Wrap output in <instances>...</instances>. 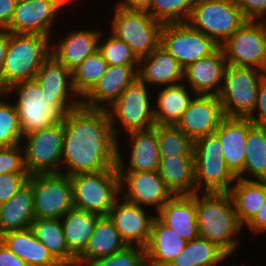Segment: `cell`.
Masks as SVG:
<instances>
[{
	"instance_id": "6da1fadb",
	"label": "cell",
	"mask_w": 266,
	"mask_h": 266,
	"mask_svg": "<svg viewBox=\"0 0 266 266\" xmlns=\"http://www.w3.org/2000/svg\"><path fill=\"white\" fill-rule=\"evenodd\" d=\"M63 128L61 174L72 176L117 167L118 139L107 109L79 106L65 114Z\"/></svg>"
},
{
	"instance_id": "7a4b0ae2",
	"label": "cell",
	"mask_w": 266,
	"mask_h": 266,
	"mask_svg": "<svg viewBox=\"0 0 266 266\" xmlns=\"http://www.w3.org/2000/svg\"><path fill=\"white\" fill-rule=\"evenodd\" d=\"M196 219L200 237L231 256L239 249L237 236L244 227L238 221L229 192H196Z\"/></svg>"
},
{
	"instance_id": "3957f363",
	"label": "cell",
	"mask_w": 266,
	"mask_h": 266,
	"mask_svg": "<svg viewBox=\"0 0 266 266\" xmlns=\"http://www.w3.org/2000/svg\"><path fill=\"white\" fill-rule=\"evenodd\" d=\"M16 107L22 135L50 127L81 104H52L35 79L21 81L3 91ZM12 95L15 97H12Z\"/></svg>"
},
{
	"instance_id": "277c9868",
	"label": "cell",
	"mask_w": 266,
	"mask_h": 266,
	"mask_svg": "<svg viewBox=\"0 0 266 266\" xmlns=\"http://www.w3.org/2000/svg\"><path fill=\"white\" fill-rule=\"evenodd\" d=\"M50 50L49 37L8 31V48L0 74V92L12 84L34 79L41 64L50 55Z\"/></svg>"
},
{
	"instance_id": "5b68a950",
	"label": "cell",
	"mask_w": 266,
	"mask_h": 266,
	"mask_svg": "<svg viewBox=\"0 0 266 266\" xmlns=\"http://www.w3.org/2000/svg\"><path fill=\"white\" fill-rule=\"evenodd\" d=\"M149 91V87L137 78L107 108L118 142L121 141L120 137H122L123 131L127 134L134 131L148 130L155 126L153 117L154 98L151 95L156 91Z\"/></svg>"
},
{
	"instance_id": "8992f818",
	"label": "cell",
	"mask_w": 266,
	"mask_h": 266,
	"mask_svg": "<svg viewBox=\"0 0 266 266\" xmlns=\"http://www.w3.org/2000/svg\"><path fill=\"white\" fill-rule=\"evenodd\" d=\"M70 177L74 207L108 216L110 209L121 196L118 169L94 173H78Z\"/></svg>"
},
{
	"instance_id": "52a82bcc",
	"label": "cell",
	"mask_w": 266,
	"mask_h": 266,
	"mask_svg": "<svg viewBox=\"0 0 266 266\" xmlns=\"http://www.w3.org/2000/svg\"><path fill=\"white\" fill-rule=\"evenodd\" d=\"M196 192H229L236 177L226 166L216 133L193 142Z\"/></svg>"
},
{
	"instance_id": "ba28073f",
	"label": "cell",
	"mask_w": 266,
	"mask_h": 266,
	"mask_svg": "<svg viewBox=\"0 0 266 266\" xmlns=\"http://www.w3.org/2000/svg\"><path fill=\"white\" fill-rule=\"evenodd\" d=\"M266 72L253 67L227 65L218 95L226 117L248 118L255 107L257 92Z\"/></svg>"
},
{
	"instance_id": "9c48e42d",
	"label": "cell",
	"mask_w": 266,
	"mask_h": 266,
	"mask_svg": "<svg viewBox=\"0 0 266 266\" xmlns=\"http://www.w3.org/2000/svg\"><path fill=\"white\" fill-rule=\"evenodd\" d=\"M109 32L126 42L140 59L149 55L160 44L163 24L147 11L128 10L115 3Z\"/></svg>"
},
{
	"instance_id": "30bf717a",
	"label": "cell",
	"mask_w": 266,
	"mask_h": 266,
	"mask_svg": "<svg viewBox=\"0 0 266 266\" xmlns=\"http://www.w3.org/2000/svg\"><path fill=\"white\" fill-rule=\"evenodd\" d=\"M246 20L237 0H195L187 22L221 46Z\"/></svg>"
},
{
	"instance_id": "8fae6325",
	"label": "cell",
	"mask_w": 266,
	"mask_h": 266,
	"mask_svg": "<svg viewBox=\"0 0 266 266\" xmlns=\"http://www.w3.org/2000/svg\"><path fill=\"white\" fill-rule=\"evenodd\" d=\"M63 137V121L23 136L24 164L29 175L61 173Z\"/></svg>"
},
{
	"instance_id": "7c38bea8",
	"label": "cell",
	"mask_w": 266,
	"mask_h": 266,
	"mask_svg": "<svg viewBox=\"0 0 266 266\" xmlns=\"http://www.w3.org/2000/svg\"><path fill=\"white\" fill-rule=\"evenodd\" d=\"M220 47L227 65L266 72V21L246 20Z\"/></svg>"
},
{
	"instance_id": "4fadbf2b",
	"label": "cell",
	"mask_w": 266,
	"mask_h": 266,
	"mask_svg": "<svg viewBox=\"0 0 266 266\" xmlns=\"http://www.w3.org/2000/svg\"><path fill=\"white\" fill-rule=\"evenodd\" d=\"M35 218L61 219L74 207L70 177L65 174L30 175Z\"/></svg>"
},
{
	"instance_id": "5bb4252c",
	"label": "cell",
	"mask_w": 266,
	"mask_h": 266,
	"mask_svg": "<svg viewBox=\"0 0 266 266\" xmlns=\"http://www.w3.org/2000/svg\"><path fill=\"white\" fill-rule=\"evenodd\" d=\"M163 46L185 69L199 59L209 56L219 45L188 22L163 24L160 32Z\"/></svg>"
},
{
	"instance_id": "9a60e30c",
	"label": "cell",
	"mask_w": 266,
	"mask_h": 266,
	"mask_svg": "<svg viewBox=\"0 0 266 266\" xmlns=\"http://www.w3.org/2000/svg\"><path fill=\"white\" fill-rule=\"evenodd\" d=\"M63 9L65 6L59 0H18L7 31L40 34L51 39L52 33H57L55 23Z\"/></svg>"
},
{
	"instance_id": "2e32d148",
	"label": "cell",
	"mask_w": 266,
	"mask_h": 266,
	"mask_svg": "<svg viewBox=\"0 0 266 266\" xmlns=\"http://www.w3.org/2000/svg\"><path fill=\"white\" fill-rule=\"evenodd\" d=\"M121 196L157 213L172 197L158 171H118ZM155 208V209H154Z\"/></svg>"
},
{
	"instance_id": "e0dca14e",
	"label": "cell",
	"mask_w": 266,
	"mask_h": 266,
	"mask_svg": "<svg viewBox=\"0 0 266 266\" xmlns=\"http://www.w3.org/2000/svg\"><path fill=\"white\" fill-rule=\"evenodd\" d=\"M148 211L146 207L131 203L122 196L110 209L108 216L127 246L146 247L156 217V214H151V209Z\"/></svg>"
},
{
	"instance_id": "ac0fdd59",
	"label": "cell",
	"mask_w": 266,
	"mask_h": 266,
	"mask_svg": "<svg viewBox=\"0 0 266 266\" xmlns=\"http://www.w3.org/2000/svg\"><path fill=\"white\" fill-rule=\"evenodd\" d=\"M125 136H127V143L130 147H127V149L130 152L126 151L128 157L125 152L122 154L121 151L123 150L120 146L122 143L118 142V171H157L161 159L158 148L157 125L148 130L124 134V139ZM126 161L128 162L126 163Z\"/></svg>"
},
{
	"instance_id": "d6986e66",
	"label": "cell",
	"mask_w": 266,
	"mask_h": 266,
	"mask_svg": "<svg viewBox=\"0 0 266 266\" xmlns=\"http://www.w3.org/2000/svg\"><path fill=\"white\" fill-rule=\"evenodd\" d=\"M224 117L218 96L195 95L176 126L195 142L215 133Z\"/></svg>"
},
{
	"instance_id": "ffe728a7",
	"label": "cell",
	"mask_w": 266,
	"mask_h": 266,
	"mask_svg": "<svg viewBox=\"0 0 266 266\" xmlns=\"http://www.w3.org/2000/svg\"><path fill=\"white\" fill-rule=\"evenodd\" d=\"M138 65H108L94 87L81 99V106L107 109L138 78Z\"/></svg>"
},
{
	"instance_id": "44dd1931",
	"label": "cell",
	"mask_w": 266,
	"mask_h": 266,
	"mask_svg": "<svg viewBox=\"0 0 266 266\" xmlns=\"http://www.w3.org/2000/svg\"><path fill=\"white\" fill-rule=\"evenodd\" d=\"M226 66L224 52L219 46L209 56L183 69V83L196 95L218 96L221 92Z\"/></svg>"
},
{
	"instance_id": "7402d4cb",
	"label": "cell",
	"mask_w": 266,
	"mask_h": 266,
	"mask_svg": "<svg viewBox=\"0 0 266 266\" xmlns=\"http://www.w3.org/2000/svg\"><path fill=\"white\" fill-rule=\"evenodd\" d=\"M65 33L62 38L60 35L56 37L58 40L54 41V38H51L50 54L70 72H73L88 56L98 50V41L102 30L81 28Z\"/></svg>"
},
{
	"instance_id": "603a6c76",
	"label": "cell",
	"mask_w": 266,
	"mask_h": 266,
	"mask_svg": "<svg viewBox=\"0 0 266 266\" xmlns=\"http://www.w3.org/2000/svg\"><path fill=\"white\" fill-rule=\"evenodd\" d=\"M34 79L52 104H81V98L73 86L72 72L53 55L41 64Z\"/></svg>"
},
{
	"instance_id": "cb8c5ba5",
	"label": "cell",
	"mask_w": 266,
	"mask_h": 266,
	"mask_svg": "<svg viewBox=\"0 0 266 266\" xmlns=\"http://www.w3.org/2000/svg\"><path fill=\"white\" fill-rule=\"evenodd\" d=\"M138 79L150 89L167 87L183 82V68L160 44L147 56L139 59Z\"/></svg>"
},
{
	"instance_id": "d4e9b609",
	"label": "cell",
	"mask_w": 266,
	"mask_h": 266,
	"mask_svg": "<svg viewBox=\"0 0 266 266\" xmlns=\"http://www.w3.org/2000/svg\"><path fill=\"white\" fill-rule=\"evenodd\" d=\"M253 123L248 118L224 117L215 133L222 145L226 166L237 178L244 169L245 147L248 129Z\"/></svg>"
},
{
	"instance_id": "484cf974",
	"label": "cell",
	"mask_w": 266,
	"mask_h": 266,
	"mask_svg": "<svg viewBox=\"0 0 266 266\" xmlns=\"http://www.w3.org/2000/svg\"><path fill=\"white\" fill-rule=\"evenodd\" d=\"M156 217L186 242L199 236L196 219V192L193 195L173 196Z\"/></svg>"
},
{
	"instance_id": "4316f807",
	"label": "cell",
	"mask_w": 266,
	"mask_h": 266,
	"mask_svg": "<svg viewBox=\"0 0 266 266\" xmlns=\"http://www.w3.org/2000/svg\"><path fill=\"white\" fill-rule=\"evenodd\" d=\"M195 95L183 82L158 89L157 94L153 96L156 98L153 99L155 125L176 126Z\"/></svg>"
},
{
	"instance_id": "83f0119b",
	"label": "cell",
	"mask_w": 266,
	"mask_h": 266,
	"mask_svg": "<svg viewBox=\"0 0 266 266\" xmlns=\"http://www.w3.org/2000/svg\"><path fill=\"white\" fill-rule=\"evenodd\" d=\"M187 242L175 231L154 218L146 245V266H169L184 249Z\"/></svg>"
},
{
	"instance_id": "f1b7e54d",
	"label": "cell",
	"mask_w": 266,
	"mask_h": 266,
	"mask_svg": "<svg viewBox=\"0 0 266 266\" xmlns=\"http://www.w3.org/2000/svg\"><path fill=\"white\" fill-rule=\"evenodd\" d=\"M0 241L29 266H57L59 262L35 237L31 228L10 231Z\"/></svg>"
},
{
	"instance_id": "f546056e",
	"label": "cell",
	"mask_w": 266,
	"mask_h": 266,
	"mask_svg": "<svg viewBox=\"0 0 266 266\" xmlns=\"http://www.w3.org/2000/svg\"><path fill=\"white\" fill-rule=\"evenodd\" d=\"M160 158L157 171L173 196L193 195L196 192L194 156Z\"/></svg>"
},
{
	"instance_id": "4dcf8cb0",
	"label": "cell",
	"mask_w": 266,
	"mask_h": 266,
	"mask_svg": "<svg viewBox=\"0 0 266 266\" xmlns=\"http://www.w3.org/2000/svg\"><path fill=\"white\" fill-rule=\"evenodd\" d=\"M33 192L29 183L0 205V236L31 227L34 221Z\"/></svg>"
},
{
	"instance_id": "1f68e13d",
	"label": "cell",
	"mask_w": 266,
	"mask_h": 266,
	"mask_svg": "<svg viewBox=\"0 0 266 266\" xmlns=\"http://www.w3.org/2000/svg\"><path fill=\"white\" fill-rule=\"evenodd\" d=\"M126 247L114 222L109 216H101L97 220L87 247L76 260L85 266L92 260L109 257Z\"/></svg>"
},
{
	"instance_id": "d6a6232c",
	"label": "cell",
	"mask_w": 266,
	"mask_h": 266,
	"mask_svg": "<svg viewBox=\"0 0 266 266\" xmlns=\"http://www.w3.org/2000/svg\"><path fill=\"white\" fill-rule=\"evenodd\" d=\"M229 193L238 221L244 227L266 202V181L236 178Z\"/></svg>"
},
{
	"instance_id": "836d02e7",
	"label": "cell",
	"mask_w": 266,
	"mask_h": 266,
	"mask_svg": "<svg viewBox=\"0 0 266 266\" xmlns=\"http://www.w3.org/2000/svg\"><path fill=\"white\" fill-rule=\"evenodd\" d=\"M100 217L97 214L73 207L60 219L68 249L76 258L87 247Z\"/></svg>"
},
{
	"instance_id": "e575fe53",
	"label": "cell",
	"mask_w": 266,
	"mask_h": 266,
	"mask_svg": "<svg viewBox=\"0 0 266 266\" xmlns=\"http://www.w3.org/2000/svg\"><path fill=\"white\" fill-rule=\"evenodd\" d=\"M245 144L244 169L237 178L266 181V127L253 124Z\"/></svg>"
},
{
	"instance_id": "d590c367",
	"label": "cell",
	"mask_w": 266,
	"mask_h": 266,
	"mask_svg": "<svg viewBox=\"0 0 266 266\" xmlns=\"http://www.w3.org/2000/svg\"><path fill=\"white\" fill-rule=\"evenodd\" d=\"M30 228L59 263L76 261L66 244L60 219L35 218Z\"/></svg>"
},
{
	"instance_id": "8d00e7d4",
	"label": "cell",
	"mask_w": 266,
	"mask_h": 266,
	"mask_svg": "<svg viewBox=\"0 0 266 266\" xmlns=\"http://www.w3.org/2000/svg\"><path fill=\"white\" fill-rule=\"evenodd\" d=\"M224 254L215 243L198 236L185 244L169 266H203L217 262Z\"/></svg>"
},
{
	"instance_id": "74e56055",
	"label": "cell",
	"mask_w": 266,
	"mask_h": 266,
	"mask_svg": "<svg viewBox=\"0 0 266 266\" xmlns=\"http://www.w3.org/2000/svg\"><path fill=\"white\" fill-rule=\"evenodd\" d=\"M108 63L103 59L102 54L97 50L88 56L73 72V86L82 99L100 80L105 73Z\"/></svg>"
},
{
	"instance_id": "f35d334b",
	"label": "cell",
	"mask_w": 266,
	"mask_h": 266,
	"mask_svg": "<svg viewBox=\"0 0 266 266\" xmlns=\"http://www.w3.org/2000/svg\"><path fill=\"white\" fill-rule=\"evenodd\" d=\"M160 157L194 156L193 141L177 126L157 125Z\"/></svg>"
},
{
	"instance_id": "ab89813d",
	"label": "cell",
	"mask_w": 266,
	"mask_h": 266,
	"mask_svg": "<svg viewBox=\"0 0 266 266\" xmlns=\"http://www.w3.org/2000/svg\"><path fill=\"white\" fill-rule=\"evenodd\" d=\"M22 139L16 107L4 92H0V147L21 144Z\"/></svg>"
},
{
	"instance_id": "60d3db41",
	"label": "cell",
	"mask_w": 266,
	"mask_h": 266,
	"mask_svg": "<svg viewBox=\"0 0 266 266\" xmlns=\"http://www.w3.org/2000/svg\"><path fill=\"white\" fill-rule=\"evenodd\" d=\"M195 0H152L147 12L162 24L187 22Z\"/></svg>"
},
{
	"instance_id": "b9f144b4",
	"label": "cell",
	"mask_w": 266,
	"mask_h": 266,
	"mask_svg": "<svg viewBox=\"0 0 266 266\" xmlns=\"http://www.w3.org/2000/svg\"><path fill=\"white\" fill-rule=\"evenodd\" d=\"M104 29L99 37L98 51L108 65H138L139 58L132 51L131 47L124 41L109 33L108 37ZM105 38V39H104Z\"/></svg>"
},
{
	"instance_id": "7bdbcfd3",
	"label": "cell",
	"mask_w": 266,
	"mask_h": 266,
	"mask_svg": "<svg viewBox=\"0 0 266 266\" xmlns=\"http://www.w3.org/2000/svg\"><path fill=\"white\" fill-rule=\"evenodd\" d=\"M85 266H146L145 249L127 246L120 252L109 257L92 260Z\"/></svg>"
},
{
	"instance_id": "ee69618b",
	"label": "cell",
	"mask_w": 266,
	"mask_h": 266,
	"mask_svg": "<svg viewBox=\"0 0 266 266\" xmlns=\"http://www.w3.org/2000/svg\"><path fill=\"white\" fill-rule=\"evenodd\" d=\"M27 173L22 144L0 147V174Z\"/></svg>"
},
{
	"instance_id": "f6af8a7d",
	"label": "cell",
	"mask_w": 266,
	"mask_h": 266,
	"mask_svg": "<svg viewBox=\"0 0 266 266\" xmlns=\"http://www.w3.org/2000/svg\"><path fill=\"white\" fill-rule=\"evenodd\" d=\"M28 173L0 174V205L28 183Z\"/></svg>"
},
{
	"instance_id": "bcb514c9",
	"label": "cell",
	"mask_w": 266,
	"mask_h": 266,
	"mask_svg": "<svg viewBox=\"0 0 266 266\" xmlns=\"http://www.w3.org/2000/svg\"><path fill=\"white\" fill-rule=\"evenodd\" d=\"M248 119L255 125L266 127V77L259 85L255 107Z\"/></svg>"
},
{
	"instance_id": "7dc6e473",
	"label": "cell",
	"mask_w": 266,
	"mask_h": 266,
	"mask_svg": "<svg viewBox=\"0 0 266 266\" xmlns=\"http://www.w3.org/2000/svg\"><path fill=\"white\" fill-rule=\"evenodd\" d=\"M247 20L266 21V0H237Z\"/></svg>"
},
{
	"instance_id": "c3c4849f",
	"label": "cell",
	"mask_w": 266,
	"mask_h": 266,
	"mask_svg": "<svg viewBox=\"0 0 266 266\" xmlns=\"http://www.w3.org/2000/svg\"><path fill=\"white\" fill-rule=\"evenodd\" d=\"M244 227H247L250 232H252L253 236H260L262 233L266 234V202Z\"/></svg>"
},
{
	"instance_id": "681fc988",
	"label": "cell",
	"mask_w": 266,
	"mask_h": 266,
	"mask_svg": "<svg viewBox=\"0 0 266 266\" xmlns=\"http://www.w3.org/2000/svg\"><path fill=\"white\" fill-rule=\"evenodd\" d=\"M18 0H0V30H7Z\"/></svg>"
},
{
	"instance_id": "f907efd6",
	"label": "cell",
	"mask_w": 266,
	"mask_h": 266,
	"mask_svg": "<svg viewBox=\"0 0 266 266\" xmlns=\"http://www.w3.org/2000/svg\"><path fill=\"white\" fill-rule=\"evenodd\" d=\"M0 266H29L0 241Z\"/></svg>"
},
{
	"instance_id": "816d5d0a",
	"label": "cell",
	"mask_w": 266,
	"mask_h": 266,
	"mask_svg": "<svg viewBox=\"0 0 266 266\" xmlns=\"http://www.w3.org/2000/svg\"><path fill=\"white\" fill-rule=\"evenodd\" d=\"M151 2L152 0H117L116 4L128 10L147 11Z\"/></svg>"
},
{
	"instance_id": "f5cc1de1",
	"label": "cell",
	"mask_w": 266,
	"mask_h": 266,
	"mask_svg": "<svg viewBox=\"0 0 266 266\" xmlns=\"http://www.w3.org/2000/svg\"><path fill=\"white\" fill-rule=\"evenodd\" d=\"M7 48H8V31L0 30V74L4 66Z\"/></svg>"
},
{
	"instance_id": "db71d44e",
	"label": "cell",
	"mask_w": 266,
	"mask_h": 266,
	"mask_svg": "<svg viewBox=\"0 0 266 266\" xmlns=\"http://www.w3.org/2000/svg\"><path fill=\"white\" fill-rule=\"evenodd\" d=\"M231 257V255L230 254H227V253H225L217 262H212V263H210V264H206V265H203V266H219V265H221L224 261V263H226L227 261V259H229V258ZM222 262V263H221ZM233 266V265H232ZM239 266V265H238ZM241 266V265H240Z\"/></svg>"
},
{
	"instance_id": "11a10c76",
	"label": "cell",
	"mask_w": 266,
	"mask_h": 266,
	"mask_svg": "<svg viewBox=\"0 0 266 266\" xmlns=\"http://www.w3.org/2000/svg\"><path fill=\"white\" fill-rule=\"evenodd\" d=\"M57 266H84L81 262L79 261H73V262H62L59 263Z\"/></svg>"
},
{
	"instance_id": "9f6ffc18",
	"label": "cell",
	"mask_w": 266,
	"mask_h": 266,
	"mask_svg": "<svg viewBox=\"0 0 266 266\" xmlns=\"http://www.w3.org/2000/svg\"><path fill=\"white\" fill-rule=\"evenodd\" d=\"M64 6H66L67 4H69L70 1L73 0H59Z\"/></svg>"
}]
</instances>
